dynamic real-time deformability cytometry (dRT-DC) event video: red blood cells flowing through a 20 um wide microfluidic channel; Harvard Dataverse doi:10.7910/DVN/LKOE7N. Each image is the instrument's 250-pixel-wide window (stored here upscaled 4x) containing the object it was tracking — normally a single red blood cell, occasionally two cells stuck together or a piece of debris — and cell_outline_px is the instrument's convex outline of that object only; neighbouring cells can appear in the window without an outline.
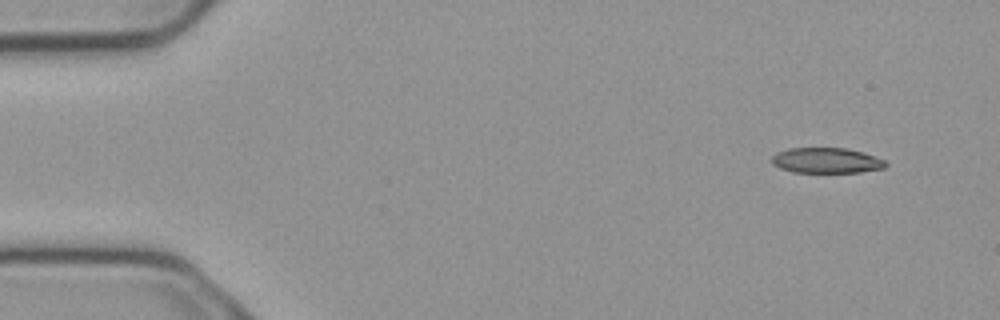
{"species": "common noctule bat (a hibernating species)", "species_latin": "Nyctalus noctula", "temperature_condition": "cold", "stored_images_in_passage": 6, "camera_frame_rate_fps": 3000, "um_per_image_px": 0.085, "animal": {"sex": "male", "body_mass_g": 23.1, "forearm_length_mm": 52.7}, "frame": {"image": 1, "passage_image": 1, "time_ms": 0.0, "image_size_px": [1000, 320], "cell_outline_px": [[888, 164], [884, 168], [860, 172], [792, 172], [780, 168], [772, 164], [772, 156], [776, 152], [788, 148], [848, 148], [864, 152], [884, 160]], "centroid_in_image_um": [70.24, 13.63], "position_along_channel_um": 14.8, "area_um2": 16.94}}
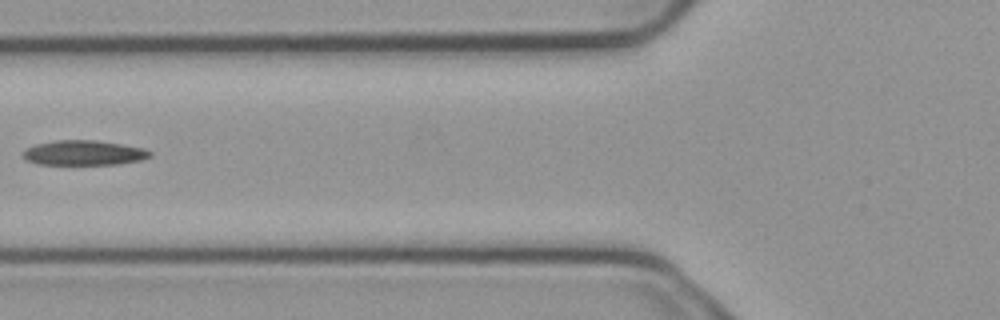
{"frame": {"image": 2, "passage_image": 5, "time_ms": 1.333, "image_size_px": [1000, 320], "cell_outline_px": [[152, 156], [140, 160], [116, 164], [36, 164], [24, 160], [20, 152], [36, 144], [56, 140], [96, 140], [144, 148], [152, 152]], "centroid_in_image_um": [7.08, 12.99], "position_along_channel_um": 118.7, "area_um2": 18.44}}
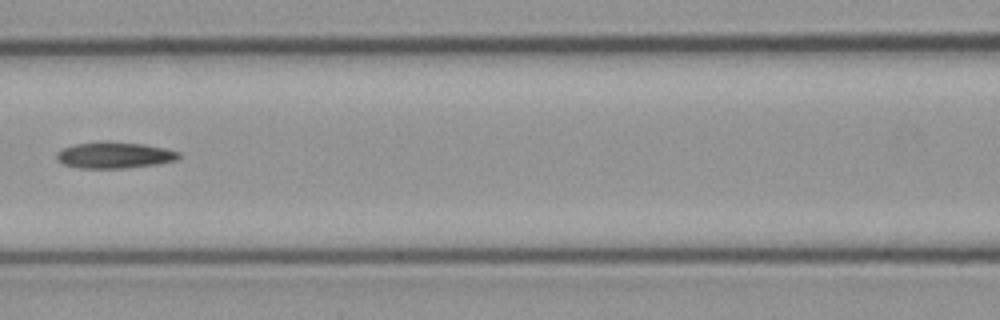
{"frame": {"image": 3, "passage_image": 6, "time_ms": 1.667, "image_size_px": [1000, 320], "cell_outline_px": [[180, 156], [176, 160], [156, 164], [124, 168], [80, 168], [64, 164], [56, 160], [56, 152], [64, 148], [76, 144], [104, 140], [108, 140], [144, 144], [164, 148], [180, 152]], "centroid_in_image_um": [9.71, 13.17], "position_along_channel_um": 156.9, "area_um2": 18.84}}